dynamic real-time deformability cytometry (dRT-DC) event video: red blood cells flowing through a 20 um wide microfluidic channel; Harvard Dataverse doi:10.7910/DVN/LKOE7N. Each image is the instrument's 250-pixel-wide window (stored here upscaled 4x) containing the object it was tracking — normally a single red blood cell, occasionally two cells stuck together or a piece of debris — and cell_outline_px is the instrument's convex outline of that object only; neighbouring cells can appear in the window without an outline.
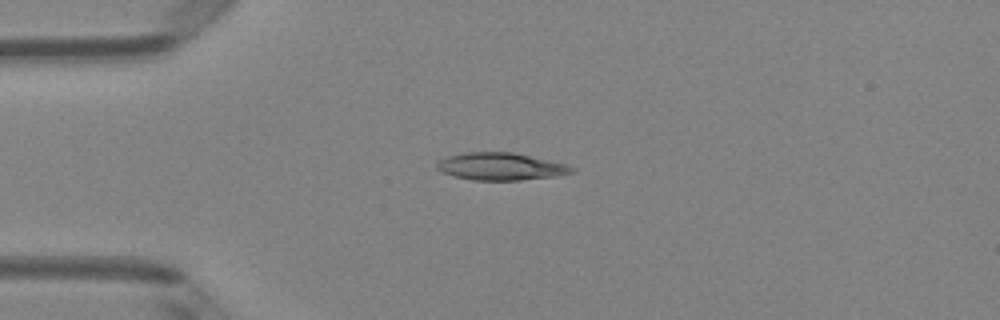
{"species": "Egyptian fruit bat (a non-hibernating species)", "species_latin": "Rousettus aegyptiacus", "temperature_condition": "room temperature", "stored_images_in_passage": 5, "camera_frame_rate_fps": 3000, "um_per_image_px": 0.085, "animal": {"sex": "female"}, "frame": {"image": 1, "passage_image": 1, "time_ms": 0.0, "image_size_px": [1000, 320], "cell_outline_px": [[576, 168], [572, 172], [556, 176], [520, 180], [472, 180], [452, 176], [440, 172], [436, 168], [436, 164], [444, 156], [464, 152], [512, 152], [548, 160], [564, 164]], "centroid_in_image_um": [42.47, 14.15], "position_along_channel_um": 42.5, "area_um2": 21.56}}
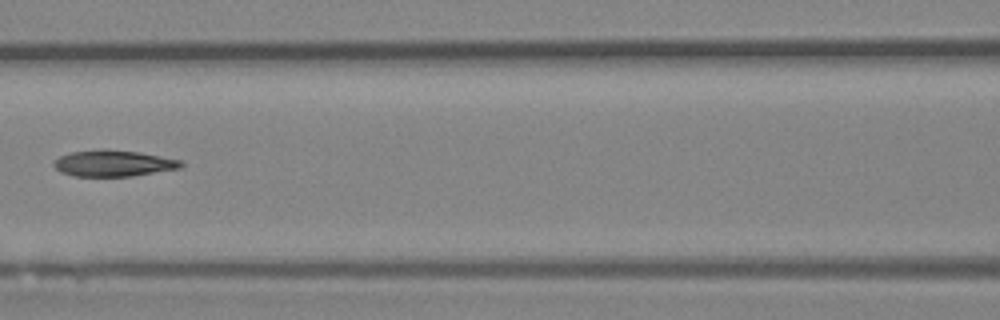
{"frame": {"image": 2, "passage_image": 4, "time_ms": 1.0, "image_size_px": [1000, 320], "cell_outline_px": [[184, 164], [180, 168], [132, 176], [72, 176], [60, 172], [52, 164], [60, 156], [72, 152], [140, 152], [180, 160]], "centroid_in_image_um": [9.66, 13.93], "position_along_channel_um": 156.9, "area_um2": 18.5}}
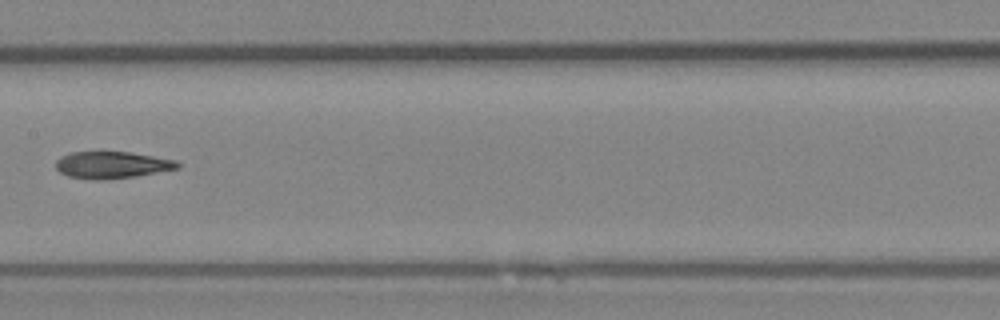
{"frame": {"image": 3, "passage_image": 5, "time_ms": 1.333, "image_size_px": [1000, 320], "cell_outline_px": [[180, 168], [136, 176], [104, 180], [92, 180], [68, 176], [60, 172], [56, 168], [56, 160], [60, 156], [68, 152], [128, 152], [176, 160], [180, 164]], "centroid_in_image_um": [9.49, 14.02], "position_along_channel_um": 197.9, "area_um2": 19.13}}